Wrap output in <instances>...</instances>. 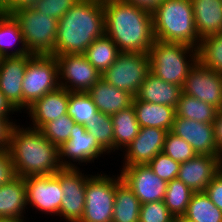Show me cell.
<instances>
[{
	"label": "cell",
	"instance_id": "6da1fadb",
	"mask_svg": "<svg viewBox=\"0 0 222 222\" xmlns=\"http://www.w3.org/2000/svg\"><path fill=\"white\" fill-rule=\"evenodd\" d=\"M105 35L122 53H149L155 41L152 12L122 0L103 3Z\"/></svg>",
	"mask_w": 222,
	"mask_h": 222
},
{
	"label": "cell",
	"instance_id": "7a4b0ae2",
	"mask_svg": "<svg viewBox=\"0 0 222 222\" xmlns=\"http://www.w3.org/2000/svg\"><path fill=\"white\" fill-rule=\"evenodd\" d=\"M8 151L15 175L22 178L52 175L63 168L59 147L51 143L39 129L27 124L16 123L13 126Z\"/></svg>",
	"mask_w": 222,
	"mask_h": 222
},
{
	"label": "cell",
	"instance_id": "3957f363",
	"mask_svg": "<svg viewBox=\"0 0 222 222\" xmlns=\"http://www.w3.org/2000/svg\"><path fill=\"white\" fill-rule=\"evenodd\" d=\"M104 35L103 3L79 0L58 21L52 55L84 54L93 41Z\"/></svg>",
	"mask_w": 222,
	"mask_h": 222
},
{
	"label": "cell",
	"instance_id": "277c9868",
	"mask_svg": "<svg viewBox=\"0 0 222 222\" xmlns=\"http://www.w3.org/2000/svg\"><path fill=\"white\" fill-rule=\"evenodd\" d=\"M152 16L155 40L180 42L198 49L201 39L195 29L191 0H163Z\"/></svg>",
	"mask_w": 222,
	"mask_h": 222
},
{
	"label": "cell",
	"instance_id": "5b68a950",
	"mask_svg": "<svg viewBox=\"0 0 222 222\" xmlns=\"http://www.w3.org/2000/svg\"><path fill=\"white\" fill-rule=\"evenodd\" d=\"M148 55L151 73L181 87L198 61V49L180 42L155 40Z\"/></svg>",
	"mask_w": 222,
	"mask_h": 222
},
{
	"label": "cell",
	"instance_id": "8992f818",
	"mask_svg": "<svg viewBox=\"0 0 222 222\" xmlns=\"http://www.w3.org/2000/svg\"><path fill=\"white\" fill-rule=\"evenodd\" d=\"M20 26L27 50L34 55H52L55 49L58 20L33 7L11 13Z\"/></svg>",
	"mask_w": 222,
	"mask_h": 222
},
{
	"label": "cell",
	"instance_id": "52a82bcc",
	"mask_svg": "<svg viewBox=\"0 0 222 222\" xmlns=\"http://www.w3.org/2000/svg\"><path fill=\"white\" fill-rule=\"evenodd\" d=\"M105 172L98 170L87 180L85 208L79 222H112L116 173Z\"/></svg>",
	"mask_w": 222,
	"mask_h": 222
},
{
	"label": "cell",
	"instance_id": "ba28073f",
	"mask_svg": "<svg viewBox=\"0 0 222 222\" xmlns=\"http://www.w3.org/2000/svg\"><path fill=\"white\" fill-rule=\"evenodd\" d=\"M59 87L57 59L34 55L27 64L22 83L23 112L37 99Z\"/></svg>",
	"mask_w": 222,
	"mask_h": 222
},
{
	"label": "cell",
	"instance_id": "9c48e42d",
	"mask_svg": "<svg viewBox=\"0 0 222 222\" xmlns=\"http://www.w3.org/2000/svg\"><path fill=\"white\" fill-rule=\"evenodd\" d=\"M150 72L148 53H120L101 77L110 85L125 90L134 97Z\"/></svg>",
	"mask_w": 222,
	"mask_h": 222
},
{
	"label": "cell",
	"instance_id": "30bf717a",
	"mask_svg": "<svg viewBox=\"0 0 222 222\" xmlns=\"http://www.w3.org/2000/svg\"><path fill=\"white\" fill-rule=\"evenodd\" d=\"M82 168H61L55 177L60 181L63 197L60 204L59 220L79 222L85 208V191L87 180L95 173L85 174ZM62 217V218H61ZM63 219V220H62Z\"/></svg>",
	"mask_w": 222,
	"mask_h": 222
},
{
	"label": "cell",
	"instance_id": "8fae6325",
	"mask_svg": "<svg viewBox=\"0 0 222 222\" xmlns=\"http://www.w3.org/2000/svg\"><path fill=\"white\" fill-rule=\"evenodd\" d=\"M60 163L63 168H83L111 156L97 140L86 131L85 126L75 123L70 139L60 148ZM101 157V158H100ZM97 160V161H95Z\"/></svg>",
	"mask_w": 222,
	"mask_h": 222
},
{
	"label": "cell",
	"instance_id": "7c38bea8",
	"mask_svg": "<svg viewBox=\"0 0 222 222\" xmlns=\"http://www.w3.org/2000/svg\"><path fill=\"white\" fill-rule=\"evenodd\" d=\"M28 211L59 217L60 204L63 197L60 181L52 175L24 177ZM31 208V209H29ZM37 210V211H36Z\"/></svg>",
	"mask_w": 222,
	"mask_h": 222
},
{
	"label": "cell",
	"instance_id": "4fadbf2b",
	"mask_svg": "<svg viewBox=\"0 0 222 222\" xmlns=\"http://www.w3.org/2000/svg\"><path fill=\"white\" fill-rule=\"evenodd\" d=\"M58 63L59 86L69 92L87 93L101 78L84 54H61L55 56Z\"/></svg>",
	"mask_w": 222,
	"mask_h": 222
},
{
	"label": "cell",
	"instance_id": "5bb4252c",
	"mask_svg": "<svg viewBox=\"0 0 222 222\" xmlns=\"http://www.w3.org/2000/svg\"><path fill=\"white\" fill-rule=\"evenodd\" d=\"M122 181L141 204L164 200L168 182L158 177L148 164L119 166Z\"/></svg>",
	"mask_w": 222,
	"mask_h": 222
},
{
	"label": "cell",
	"instance_id": "9a60e30c",
	"mask_svg": "<svg viewBox=\"0 0 222 222\" xmlns=\"http://www.w3.org/2000/svg\"><path fill=\"white\" fill-rule=\"evenodd\" d=\"M182 92L220 109L222 107V75L207 68L198 60L187 75Z\"/></svg>",
	"mask_w": 222,
	"mask_h": 222
},
{
	"label": "cell",
	"instance_id": "2e32d148",
	"mask_svg": "<svg viewBox=\"0 0 222 222\" xmlns=\"http://www.w3.org/2000/svg\"><path fill=\"white\" fill-rule=\"evenodd\" d=\"M166 130L153 127H142L136 138L119 154L121 166L148 164L164 146Z\"/></svg>",
	"mask_w": 222,
	"mask_h": 222
},
{
	"label": "cell",
	"instance_id": "e0dca14e",
	"mask_svg": "<svg viewBox=\"0 0 222 222\" xmlns=\"http://www.w3.org/2000/svg\"><path fill=\"white\" fill-rule=\"evenodd\" d=\"M170 132L184 139L197 155L221 156L215 144L212 123H201L175 115Z\"/></svg>",
	"mask_w": 222,
	"mask_h": 222
},
{
	"label": "cell",
	"instance_id": "ac0fdd59",
	"mask_svg": "<svg viewBox=\"0 0 222 222\" xmlns=\"http://www.w3.org/2000/svg\"><path fill=\"white\" fill-rule=\"evenodd\" d=\"M70 92L58 87L54 91L45 94L40 99L35 100L23 113H27L26 122L29 127L40 129L44 124L59 119L67 114ZM27 117L28 120L27 121ZM32 121V122H31Z\"/></svg>",
	"mask_w": 222,
	"mask_h": 222
},
{
	"label": "cell",
	"instance_id": "d6986e66",
	"mask_svg": "<svg viewBox=\"0 0 222 222\" xmlns=\"http://www.w3.org/2000/svg\"><path fill=\"white\" fill-rule=\"evenodd\" d=\"M220 170V156L196 155L180 164L177 178L193 192H204Z\"/></svg>",
	"mask_w": 222,
	"mask_h": 222
},
{
	"label": "cell",
	"instance_id": "ffe728a7",
	"mask_svg": "<svg viewBox=\"0 0 222 222\" xmlns=\"http://www.w3.org/2000/svg\"><path fill=\"white\" fill-rule=\"evenodd\" d=\"M34 54L5 57L0 71V91L9 102L22 114V83L28 61Z\"/></svg>",
	"mask_w": 222,
	"mask_h": 222
},
{
	"label": "cell",
	"instance_id": "44dd1931",
	"mask_svg": "<svg viewBox=\"0 0 222 222\" xmlns=\"http://www.w3.org/2000/svg\"><path fill=\"white\" fill-rule=\"evenodd\" d=\"M98 112L112 116L132 106L134 96L107 83L102 77L87 92Z\"/></svg>",
	"mask_w": 222,
	"mask_h": 222
},
{
	"label": "cell",
	"instance_id": "7402d4cb",
	"mask_svg": "<svg viewBox=\"0 0 222 222\" xmlns=\"http://www.w3.org/2000/svg\"><path fill=\"white\" fill-rule=\"evenodd\" d=\"M26 184L15 176L0 186V218H28ZM25 215V216H24Z\"/></svg>",
	"mask_w": 222,
	"mask_h": 222
},
{
	"label": "cell",
	"instance_id": "603a6c76",
	"mask_svg": "<svg viewBox=\"0 0 222 222\" xmlns=\"http://www.w3.org/2000/svg\"><path fill=\"white\" fill-rule=\"evenodd\" d=\"M181 92V86L165 82L149 72L135 97L148 103L167 105L176 109Z\"/></svg>",
	"mask_w": 222,
	"mask_h": 222
},
{
	"label": "cell",
	"instance_id": "cb8c5ba5",
	"mask_svg": "<svg viewBox=\"0 0 222 222\" xmlns=\"http://www.w3.org/2000/svg\"><path fill=\"white\" fill-rule=\"evenodd\" d=\"M195 29L202 40L222 32V0H191Z\"/></svg>",
	"mask_w": 222,
	"mask_h": 222
},
{
	"label": "cell",
	"instance_id": "d4e9b609",
	"mask_svg": "<svg viewBox=\"0 0 222 222\" xmlns=\"http://www.w3.org/2000/svg\"><path fill=\"white\" fill-rule=\"evenodd\" d=\"M132 105L140 128H161L167 132L171 130L176 115L174 107L148 103L136 97L133 98Z\"/></svg>",
	"mask_w": 222,
	"mask_h": 222
},
{
	"label": "cell",
	"instance_id": "484cf974",
	"mask_svg": "<svg viewBox=\"0 0 222 222\" xmlns=\"http://www.w3.org/2000/svg\"><path fill=\"white\" fill-rule=\"evenodd\" d=\"M140 207V201L117 171L112 222H139Z\"/></svg>",
	"mask_w": 222,
	"mask_h": 222
},
{
	"label": "cell",
	"instance_id": "4316f807",
	"mask_svg": "<svg viewBox=\"0 0 222 222\" xmlns=\"http://www.w3.org/2000/svg\"><path fill=\"white\" fill-rule=\"evenodd\" d=\"M111 119L114 128V153L117 156L136 138L140 125L133 105L115 113Z\"/></svg>",
	"mask_w": 222,
	"mask_h": 222
},
{
	"label": "cell",
	"instance_id": "83f0119b",
	"mask_svg": "<svg viewBox=\"0 0 222 222\" xmlns=\"http://www.w3.org/2000/svg\"><path fill=\"white\" fill-rule=\"evenodd\" d=\"M0 54L5 57L30 54L18 22L7 13L0 19Z\"/></svg>",
	"mask_w": 222,
	"mask_h": 222
},
{
	"label": "cell",
	"instance_id": "f1b7e54d",
	"mask_svg": "<svg viewBox=\"0 0 222 222\" xmlns=\"http://www.w3.org/2000/svg\"><path fill=\"white\" fill-rule=\"evenodd\" d=\"M120 53L115 42L104 35L93 41L84 55L89 63L102 74L114 63Z\"/></svg>",
	"mask_w": 222,
	"mask_h": 222
},
{
	"label": "cell",
	"instance_id": "f546056e",
	"mask_svg": "<svg viewBox=\"0 0 222 222\" xmlns=\"http://www.w3.org/2000/svg\"><path fill=\"white\" fill-rule=\"evenodd\" d=\"M217 110L212 104L181 92L175 112L177 117L213 124Z\"/></svg>",
	"mask_w": 222,
	"mask_h": 222
},
{
	"label": "cell",
	"instance_id": "4dcf8cb0",
	"mask_svg": "<svg viewBox=\"0 0 222 222\" xmlns=\"http://www.w3.org/2000/svg\"><path fill=\"white\" fill-rule=\"evenodd\" d=\"M183 217L192 222H222V211L205 192H194Z\"/></svg>",
	"mask_w": 222,
	"mask_h": 222
},
{
	"label": "cell",
	"instance_id": "1f68e13d",
	"mask_svg": "<svg viewBox=\"0 0 222 222\" xmlns=\"http://www.w3.org/2000/svg\"><path fill=\"white\" fill-rule=\"evenodd\" d=\"M193 193L181 180L175 178L168 182L163 201L174 217L183 216Z\"/></svg>",
	"mask_w": 222,
	"mask_h": 222
},
{
	"label": "cell",
	"instance_id": "d6a6232c",
	"mask_svg": "<svg viewBox=\"0 0 222 222\" xmlns=\"http://www.w3.org/2000/svg\"><path fill=\"white\" fill-rule=\"evenodd\" d=\"M198 60L222 75V32L204 37L198 47Z\"/></svg>",
	"mask_w": 222,
	"mask_h": 222
},
{
	"label": "cell",
	"instance_id": "836d02e7",
	"mask_svg": "<svg viewBox=\"0 0 222 222\" xmlns=\"http://www.w3.org/2000/svg\"><path fill=\"white\" fill-rule=\"evenodd\" d=\"M85 129L110 154H114L113 124L111 116L98 112Z\"/></svg>",
	"mask_w": 222,
	"mask_h": 222
},
{
	"label": "cell",
	"instance_id": "e575fe53",
	"mask_svg": "<svg viewBox=\"0 0 222 222\" xmlns=\"http://www.w3.org/2000/svg\"><path fill=\"white\" fill-rule=\"evenodd\" d=\"M97 113L98 109L88 93L70 92L67 114L75 123L85 125Z\"/></svg>",
	"mask_w": 222,
	"mask_h": 222
},
{
	"label": "cell",
	"instance_id": "d590c367",
	"mask_svg": "<svg viewBox=\"0 0 222 222\" xmlns=\"http://www.w3.org/2000/svg\"><path fill=\"white\" fill-rule=\"evenodd\" d=\"M75 121L68 115H62L58 120L44 124L39 130L54 145L59 148L70 139Z\"/></svg>",
	"mask_w": 222,
	"mask_h": 222
},
{
	"label": "cell",
	"instance_id": "8d00e7d4",
	"mask_svg": "<svg viewBox=\"0 0 222 222\" xmlns=\"http://www.w3.org/2000/svg\"><path fill=\"white\" fill-rule=\"evenodd\" d=\"M162 152L180 163L186 162L197 155L184 139L174 135L170 131L165 136Z\"/></svg>",
	"mask_w": 222,
	"mask_h": 222
},
{
	"label": "cell",
	"instance_id": "74e56055",
	"mask_svg": "<svg viewBox=\"0 0 222 222\" xmlns=\"http://www.w3.org/2000/svg\"><path fill=\"white\" fill-rule=\"evenodd\" d=\"M180 162L173 160L163 152L158 153L149 163L152 171L162 180L169 182L177 178Z\"/></svg>",
	"mask_w": 222,
	"mask_h": 222
},
{
	"label": "cell",
	"instance_id": "f35d334b",
	"mask_svg": "<svg viewBox=\"0 0 222 222\" xmlns=\"http://www.w3.org/2000/svg\"><path fill=\"white\" fill-rule=\"evenodd\" d=\"M163 200L141 204L139 222H174Z\"/></svg>",
	"mask_w": 222,
	"mask_h": 222
},
{
	"label": "cell",
	"instance_id": "ab89813d",
	"mask_svg": "<svg viewBox=\"0 0 222 222\" xmlns=\"http://www.w3.org/2000/svg\"><path fill=\"white\" fill-rule=\"evenodd\" d=\"M79 0H37L32 6L40 13H45L58 21Z\"/></svg>",
	"mask_w": 222,
	"mask_h": 222
},
{
	"label": "cell",
	"instance_id": "60d3db41",
	"mask_svg": "<svg viewBox=\"0 0 222 222\" xmlns=\"http://www.w3.org/2000/svg\"><path fill=\"white\" fill-rule=\"evenodd\" d=\"M206 195L222 211V171L211 180L205 188Z\"/></svg>",
	"mask_w": 222,
	"mask_h": 222
},
{
	"label": "cell",
	"instance_id": "b9f144b4",
	"mask_svg": "<svg viewBox=\"0 0 222 222\" xmlns=\"http://www.w3.org/2000/svg\"><path fill=\"white\" fill-rule=\"evenodd\" d=\"M13 163L8 149L0 150V186L15 177Z\"/></svg>",
	"mask_w": 222,
	"mask_h": 222
},
{
	"label": "cell",
	"instance_id": "7bdbcfd3",
	"mask_svg": "<svg viewBox=\"0 0 222 222\" xmlns=\"http://www.w3.org/2000/svg\"><path fill=\"white\" fill-rule=\"evenodd\" d=\"M17 120L16 117H0V150L8 149L12 128L19 123Z\"/></svg>",
	"mask_w": 222,
	"mask_h": 222
},
{
	"label": "cell",
	"instance_id": "ee69618b",
	"mask_svg": "<svg viewBox=\"0 0 222 222\" xmlns=\"http://www.w3.org/2000/svg\"><path fill=\"white\" fill-rule=\"evenodd\" d=\"M214 125V140L217 147V151L222 153V107L217 110Z\"/></svg>",
	"mask_w": 222,
	"mask_h": 222
},
{
	"label": "cell",
	"instance_id": "f6af8a7d",
	"mask_svg": "<svg viewBox=\"0 0 222 222\" xmlns=\"http://www.w3.org/2000/svg\"><path fill=\"white\" fill-rule=\"evenodd\" d=\"M18 112L19 111L9 102L5 95L0 91V117H15L13 116V114H21Z\"/></svg>",
	"mask_w": 222,
	"mask_h": 222
},
{
	"label": "cell",
	"instance_id": "bcb514c9",
	"mask_svg": "<svg viewBox=\"0 0 222 222\" xmlns=\"http://www.w3.org/2000/svg\"><path fill=\"white\" fill-rule=\"evenodd\" d=\"M37 0H10L9 3L4 7L7 14H11L18 9L24 7H32Z\"/></svg>",
	"mask_w": 222,
	"mask_h": 222
},
{
	"label": "cell",
	"instance_id": "7dc6e473",
	"mask_svg": "<svg viewBox=\"0 0 222 222\" xmlns=\"http://www.w3.org/2000/svg\"><path fill=\"white\" fill-rule=\"evenodd\" d=\"M130 4H134L137 7L147 9L149 11H153L159 3L163 0H122Z\"/></svg>",
	"mask_w": 222,
	"mask_h": 222
},
{
	"label": "cell",
	"instance_id": "c3c4849f",
	"mask_svg": "<svg viewBox=\"0 0 222 222\" xmlns=\"http://www.w3.org/2000/svg\"><path fill=\"white\" fill-rule=\"evenodd\" d=\"M30 218H0V222H31Z\"/></svg>",
	"mask_w": 222,
	"mask_h": 222
},
{
	"label": "cell",
	"instance_id": "681fc988",
	"mask_svg": "<svg viewBox=\"0 0 222 222\" xmlns=\"http://www.w3.org/2000/svg\"><path fill=\"white\" fill-rule=\"evenodd\" d=\"M174 222H192V221L186 219V218L183 217V216H179V217H175V218H174Z\"/></svg>",
	"mask_w": 222,
	"mask_h": 222
},
{
	"label": "cell",
	"instance_id": "f907efd6",
	"mask_svg": "<svg viewBox=\"0 0 222 222\" xmlns=\"http://www.w3.org/2000/svg\"><path fill=\"white\" fill-rule=\"evenodd\" d=\"M6 14L4 7L0 6V19Z\"/></svg>",
	"mask_w": 222,
	"mask_h": 222
},
{
	"label": "cell",
	"instance_id": "816d5d0a",
	"mask_svg": "<svg viewBox=\"0 0 222 222\" xmlns=\"http://www.w3.org/2000/svg\"><path fill=\"white\" fill-rule=\"evenodd\" d=\"M10 0H0V6L5 7Z\"/></svg>",
	"mask_w": 222,
	"mask_h": 222
},
{
	"label": "cell",
	"instance_id": "f5cc1de1",
	"mask_svg": "<svg viewBox=\"0 0 222 222\" xmlns=\"http://www.w3.org/2000/svg\"><path fill=\"white\" fill-rule=\"evenodd\" d=\"M4 59H5V56L0 54V71L2 69V65H3Z\"/></svg>",
	"mask_w": 222,
	"mask_h": 222
},
{
	"label": "cell",
	"instance_id": "db71d44e",
	"mask_svg": "<svg viewBox=\"0 0 222 222\" xmlns=\"http://www.w3.org/2000/svg\"><path fill=\"white\" fill-rule=\"evenodd\" d=\"M92 1H98V2L104 3V2H106V1H111V0H92Z\"/></svg>",
	"mask_w": 222,
	"mask_h": 222
},
{
	"label": "cell",
	"instance_id": "11a10c76",
	"mask_svg": "<svg viewBox=\"0 0 222 222\" xmlns=\"http://www.w3.org/2000/svg\"><path fill=\"white\" fill-rule=\"evenodd\" d=\"M220 166H221V171H222V153H221V156H220Z\"/></svg>",
	"mask_w": 222,
	"mask_h": 222
}]
</instances>
